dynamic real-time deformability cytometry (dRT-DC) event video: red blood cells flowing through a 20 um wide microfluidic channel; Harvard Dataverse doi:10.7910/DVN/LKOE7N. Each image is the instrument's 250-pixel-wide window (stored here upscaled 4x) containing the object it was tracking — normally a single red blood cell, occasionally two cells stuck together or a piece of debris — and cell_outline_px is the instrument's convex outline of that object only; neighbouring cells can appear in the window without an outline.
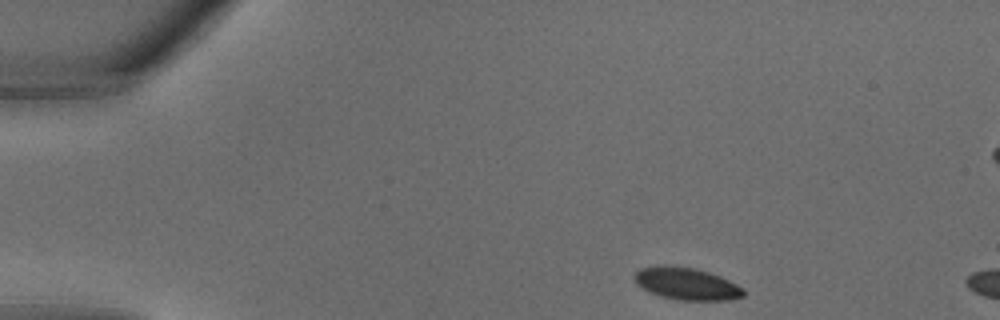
{"species": "common noctule bat (a hibernating species)", "species_latin": "Nyctalus noctula", "temperature_condition": "warm", "stored_images_in_passage": 29, "camera_frame_rate_fps": 3000, "um_per_image_px": 0.085, "animal": {"sex": "male", "body_mass_g": 18.8}, "frame": {"image": 1, "passage_image": 1, "time_ms": 0.0, "image_size_px": [1000, 320], "cell_outline_px": [[744, 296], [728, 300], [676, 300], [660, 296], [636, 284], [632, 276], [640, 268], [692, 268], [708, 272], [720, 276], [744, 288]], "centroid_in_image_um": [58.4, 24.16], "position_along_channel_um": 26.6, "area_um2": 19.71}}
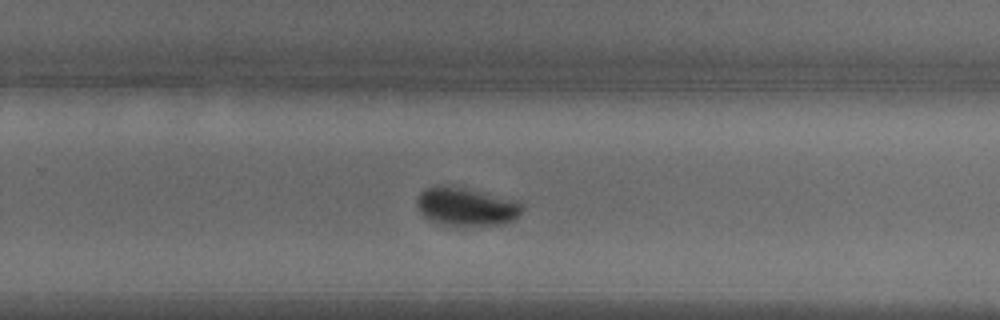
{"frame": {"image": 2, "passage_image": 18, "time_ms": 5.667, "image_size_px": [1000, 320], "cell_outline_px": [[520, 216], [512, 220], [496, 224], [448, 224], [428, 220], [416, 208], [416, 200], [420, 192], [424, 188], [436, 184], [440, 184], [464, 188], [516, 200], [520, 204]], "centroid_in_image_um": [39.53, 17.52], "position_along_channel_um": 290.3, "area_um2": 23.0}}
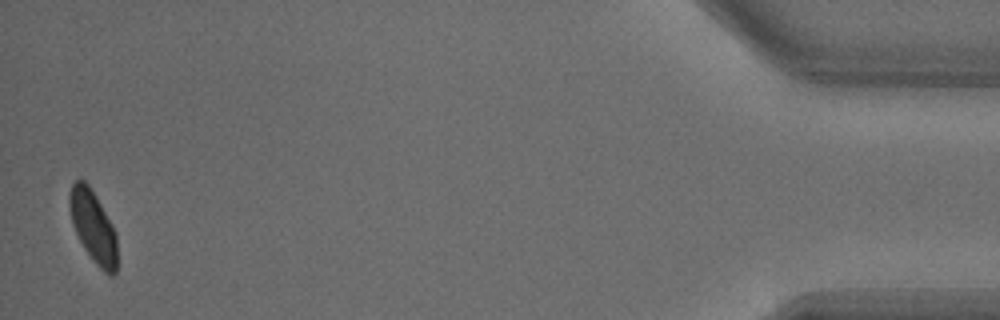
{"frame": {"image": 3, "passage_image": 29, "time_ms": 9.333, "image_size_px": [1000, 320], "cell_outline_px": [[116, 272], [112, 276], [108, 276], [96, 264], [84, 248], [72, 224], [68, 204], [68, 192], [72, 184], [76, 180], [84, 180], [88, 184], [96, 196], [112, 224], [116, 232]], "centroid_in_image_um": [7.9, 19.24], "position_along_channel_um": 427.3, "area_um2": 19.94}}